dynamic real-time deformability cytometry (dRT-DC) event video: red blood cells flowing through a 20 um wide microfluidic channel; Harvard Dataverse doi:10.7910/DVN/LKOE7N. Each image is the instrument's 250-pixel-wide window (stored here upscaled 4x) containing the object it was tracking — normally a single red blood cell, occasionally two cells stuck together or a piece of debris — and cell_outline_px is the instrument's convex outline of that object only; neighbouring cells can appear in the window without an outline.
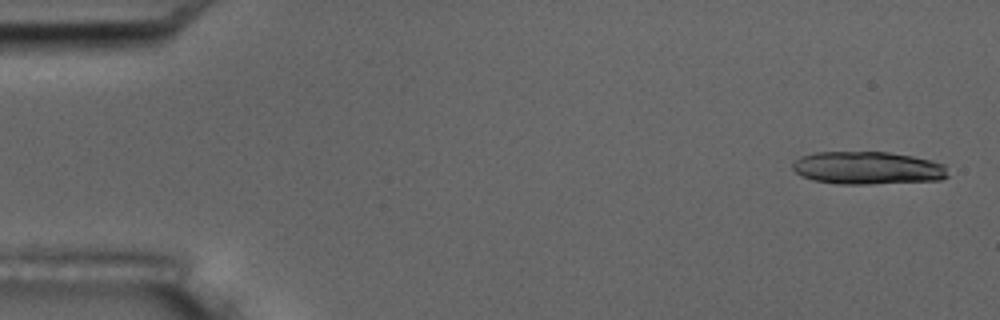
{"species": "common noctule bat (a hibernating species)", "species_latin": "Nyctalus noctula", "temperature_condition": "room temperature", "stored_images_in_passage": 5, "camera_frame_rate_fps": 3000, "um_per_image_px": 0.085, "animal": {"sex": "male", "body_mass_g": 17.5, "forearm_length_mm": 52.3}, "frame": {"image": 1, "passage_image": 1, "time_ms": 0.0, "image_size_px": [1000, 320], "cell_outline_px": [[948, 176], [940, 180], [868, 184], [836, 184], [812, 180], [800, 176], [792, 168], [792, 164], [800, 156], [816, 152], [888, 152], [912, 156], [932, 160], [944, 164]], "centroid_in_image_um": [73.73, 14.28], "position_along_channel_um": 11.3, "area_um2": 29.82}}